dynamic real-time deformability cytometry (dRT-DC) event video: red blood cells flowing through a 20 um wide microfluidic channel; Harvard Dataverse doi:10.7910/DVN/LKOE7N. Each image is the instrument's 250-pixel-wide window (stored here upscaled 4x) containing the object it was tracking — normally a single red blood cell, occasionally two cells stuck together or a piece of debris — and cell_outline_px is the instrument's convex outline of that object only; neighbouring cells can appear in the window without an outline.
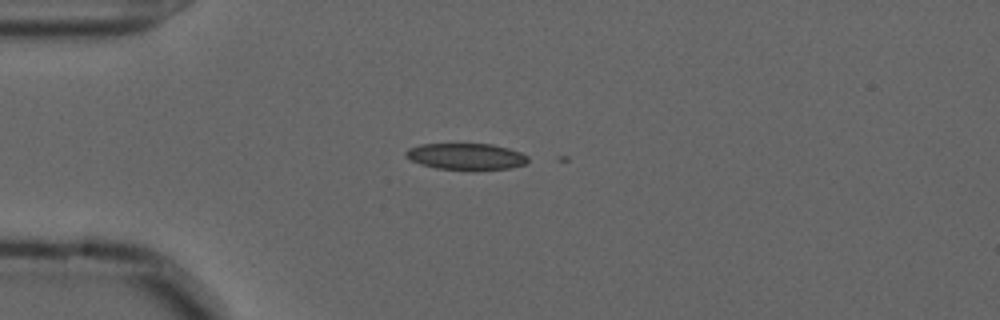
{"species": "common noctule bat (a hibernating species)", "species_latin": "Nyctalus noctula", "temperature_condition": "cold", "stored_images_in_passage": 2, "camera_frame_rate_fps": 3000, "um_per_image_px": 0.085, "animal": {"sex": "male", "forearm_length_mm": 52.5}, "frame": {"image": 1, "passage_image": 1, "time_ms": 0.0, "image_size_px": [1000, 320], "cell_outline_px": [[528, 160], [524, 164], [512, 168], [472, 172], [436, 168], [420, 164], [404, 156], [404, 152], [408, 148], [420, 144], [492, 144], [508, 148], [520, 152], [528, 156]], "centroid_in_image_um": [39.62, 13.33], "position_along_channel_um": 45.4, "area_um2": 19.42}}